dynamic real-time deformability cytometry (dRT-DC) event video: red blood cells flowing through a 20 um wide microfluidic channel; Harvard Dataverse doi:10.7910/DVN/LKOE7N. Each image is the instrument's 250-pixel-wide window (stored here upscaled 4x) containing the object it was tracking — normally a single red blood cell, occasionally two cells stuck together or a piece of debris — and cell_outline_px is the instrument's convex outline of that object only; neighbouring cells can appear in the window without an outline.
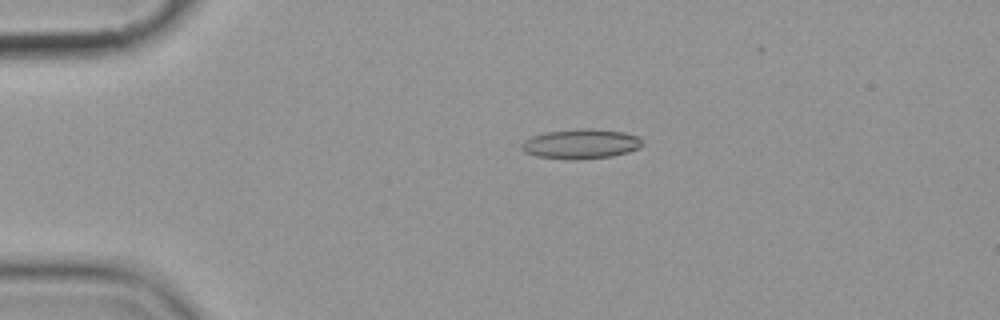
{"species": "common noctule bat (a hibernating species)", "species_latin": "Nyctalus noctula", "temperature_condition": "cold", "stored_images_in_passage": 6, "camera_frame_rate_fps": 3000, "um_per_image_px": 0.085, "animal": {"sex": "female", "body_mass_g": 19.9}, "frame": {"image": 1, "passage_image": 4, "time_ms": 3.333, "image_size_px": [1000, 320], "cell_outline_px": [[644, 144], [640, 148], [628, 152], [612, 156], [576, 160], [536, 156], [524, 152], [520, 148], [520, 144], [524, 140], [532, 136], [544, 132], [580, 128], [588, 128], [624, 132], [640, 136]], "centroid_in_image_um": [49.38, 12.22], "position_along_channel_um": 35.6, "area_um2": 21.21}}
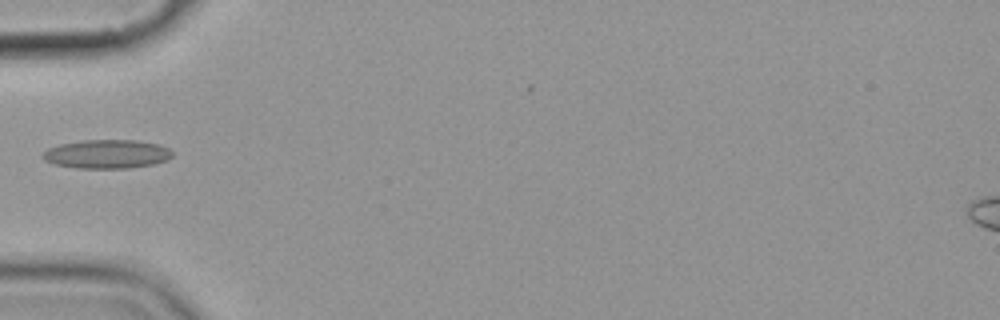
{"frame": {"image": 2, "passage_image": 6, "time_ms": 5.667, "image_size_px": [1000, 320], "cell_outline_px": [[172, 156], [168, 160], [152, 164], [128, 168], [76, 168], [56, 164], [44, 160], [40, 156], [48, 148], [60, 144], [84, 140], [136, 140], [156, 144], [168, 148], [172, 152]], "centroid_in_image_um": [9.07, 13.09], "position_along_channel_um": 75.9, "area_um2": 21.62}}